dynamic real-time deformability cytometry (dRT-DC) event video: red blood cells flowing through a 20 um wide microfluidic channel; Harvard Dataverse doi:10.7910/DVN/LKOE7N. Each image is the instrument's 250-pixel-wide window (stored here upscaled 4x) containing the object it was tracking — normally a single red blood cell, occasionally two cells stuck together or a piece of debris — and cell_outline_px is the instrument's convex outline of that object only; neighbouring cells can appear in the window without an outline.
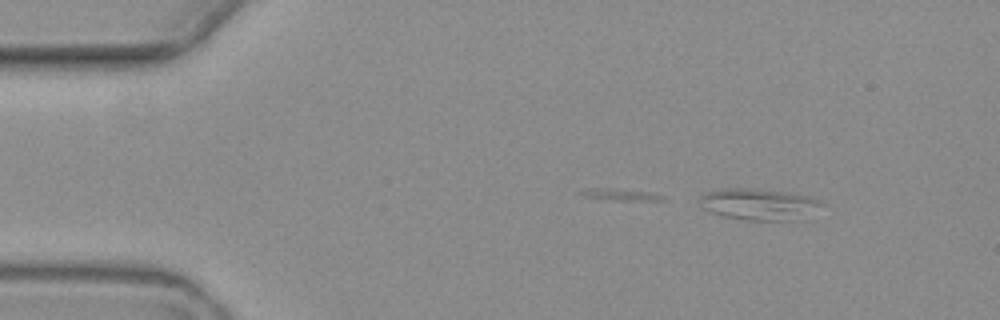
{"species": "common noctule bat (a hibernating species)", "species_latin": "Nyctalus noctula", "temperature_condition": "warm", "stored_images_in_passage": 4, "camera_frame_rate_fps": 3000, "um_per_image_px": 0.085, "animal": {"sex": "female", "body_mass_g": 19.3, "forearm_length_mm": 54.1}, "frame": {"image": 1, "passage_image": 2, "time_ms": 1.333, "image_size_px": [1000, 320], "cell_outline_px": [[824, 204], [804, 220], [744, 220], [720, 216], [700, 208], [700, 196], [708, 192], [724, 188], [748, 188], [784, 192], [808, 196]], "centroid_in_image_um": [64.48, 17.38], "position_along_channel_um": 20.5, "area_um2": 22.48}}